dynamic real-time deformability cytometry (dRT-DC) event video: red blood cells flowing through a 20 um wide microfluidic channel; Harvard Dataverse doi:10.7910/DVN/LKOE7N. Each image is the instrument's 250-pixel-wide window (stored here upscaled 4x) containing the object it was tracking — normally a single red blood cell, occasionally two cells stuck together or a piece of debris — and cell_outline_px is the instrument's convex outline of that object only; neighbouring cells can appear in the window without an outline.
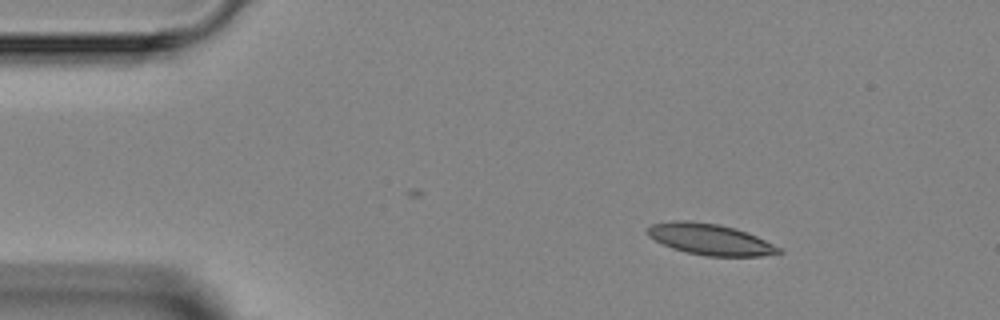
{"species": "Egyptian fruit bat (a non-hibernating species)", "species_latin": "Rousettus aegyptiacus", "temperature_condition": "room temperature", "stored_images_in_passage": 4, "segment_of_instrument_passage": [1, 2], "camera_frame_rate_fps": 3000, "um_per_image_px": 0.085, "animal": {"sex": "female"}, "frame": {"image": 1, "passage_image": 1, "time_ms": 0.0, "image_size_px": [1000, 320], "cell_outline_px": [[784, 252], [760, 256], [708, 256], [688, 252], [672, 248], [648, 236], [648, 228], [652, 224], [672, 220], [688, 220], [720, 224], [736, 228], [748, 232], [780, 248]], "centroid_in_image_um": [60.36, 20.33], "position_along_channel_um": 24.6, "area_um2": 23.64}}
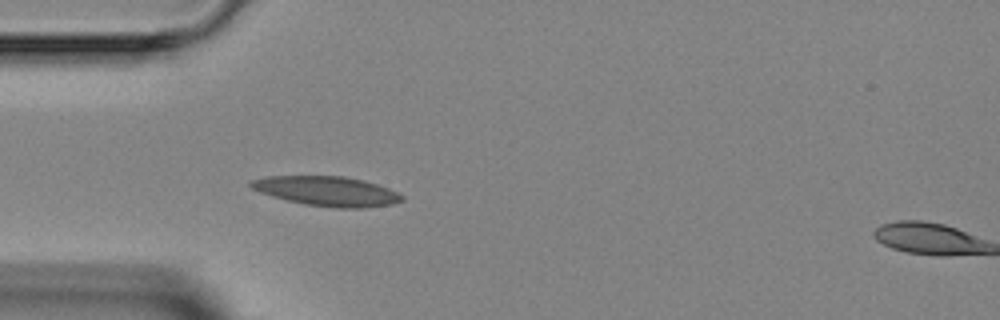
{"frame": {"image": 2, "passage_image": 3, "time_ms": 2.333, "image_size_px": [1000, 320], "cell_outline_px": [[404, 200], [392, 204], [364, 208], [336, 208], [304, 204], [272, 196], [260, 192], [252, 188], [248, 184], [248, 180], [264, 176], [344, 176], [364, 180], [388, 188], [404, 196]], "centroid_in_image_um": [27.77, 16.24], "position_along_channel_um": 57.2, "area_um2": 26.18}}